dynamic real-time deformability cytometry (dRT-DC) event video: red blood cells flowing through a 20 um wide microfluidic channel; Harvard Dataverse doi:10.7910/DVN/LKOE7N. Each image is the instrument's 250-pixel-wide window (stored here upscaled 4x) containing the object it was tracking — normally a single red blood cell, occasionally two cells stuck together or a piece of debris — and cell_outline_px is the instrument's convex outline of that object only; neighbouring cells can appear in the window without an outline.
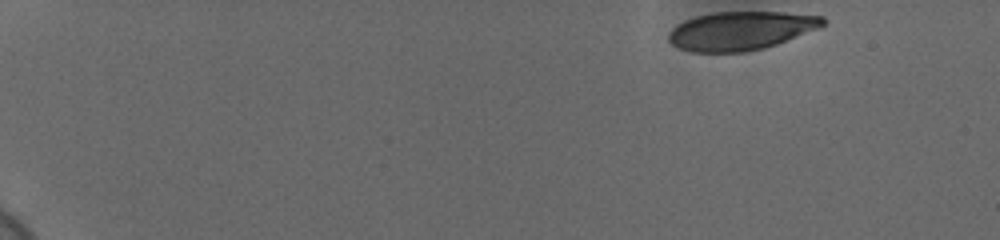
{"species": "human", "species_latin": "Homo sapiens", "temperature_condition": "cold", "stored_images_in_passage": 47, "camera_frame_rate_fps": 3000, "um_per_image_px": 0.085, "donor": {"sex": "female"}, "frame": {"image": 1, "passage_image": 1, "time_ms": 0.0, "image_size_px": [1000, 240], "cell_outline_px": [[824, 24], [820, 28], [776, 44], [764, 48], [744, 52], [692, 52], [680, 48], [672, 44], [668, 40], [668, 32], [676, 24], [684, 20], [696, 16], [716, 12], [784, 12], [824, 16]], "centroid_in_image_um": [62.95, 2.61], "position_along_channel_um": 22.0, "area_um2": 34.74}}
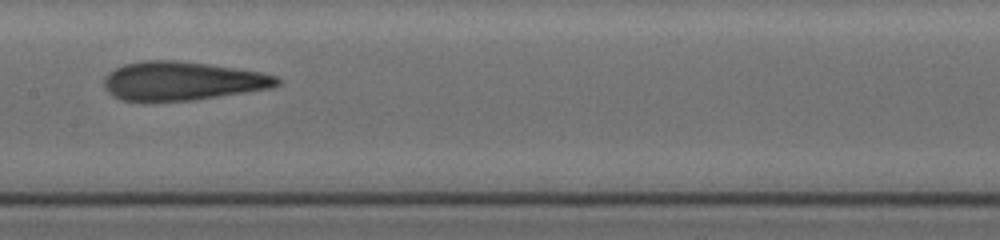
{"frame": {"image": 2, "passage_image": 27, "time_ms": 8.667, "image_size_px": [1000, 240], "cell_outline_px": [[280, 84], [272, 88], [196, 100], [120, 100], [112, 96], [104, 88], [104, 76], [108, 72], [124, 64], [144, 60], [176, 60], [208, 64], [264, 72], [276, 76], [280, 80]], "centroid_in_image_um": [15.5, 6.87], "position_along_channel_um": 191.9, "area_um2": 39.13}}
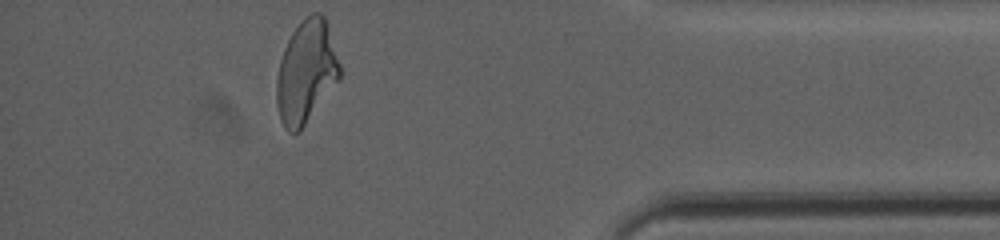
{"frame": {"image": 3, "passage_image": 47, "time_ms": 15.333, "image_size_px": [1000, 240], "cell_outline_px": [[340, 76], [300, 132], [288, 132], [284, 128], [280, 120], [276, 104], [276, 80], [280, 60], [284, 48], [292, 32], [304, 16], [312, 12], [320, 12], [324, 16], [340, 64]], "centroid_in_image_um": [25.99, 6.11], "position_along_channel_um": 409.2, "area_um2": 37.57}, "authors_computed_cell_mechanics": {"area_um2": 38.0324, "velocity_mm_per_s": 3.6854, "shape_relaxation_time_tau1_ms": 6.2454, "shape_relaxation_time_tau2_ms": 1.654, "deformation_change_tau1": 0.2341, "deformation_change_tau2": 0.111}}